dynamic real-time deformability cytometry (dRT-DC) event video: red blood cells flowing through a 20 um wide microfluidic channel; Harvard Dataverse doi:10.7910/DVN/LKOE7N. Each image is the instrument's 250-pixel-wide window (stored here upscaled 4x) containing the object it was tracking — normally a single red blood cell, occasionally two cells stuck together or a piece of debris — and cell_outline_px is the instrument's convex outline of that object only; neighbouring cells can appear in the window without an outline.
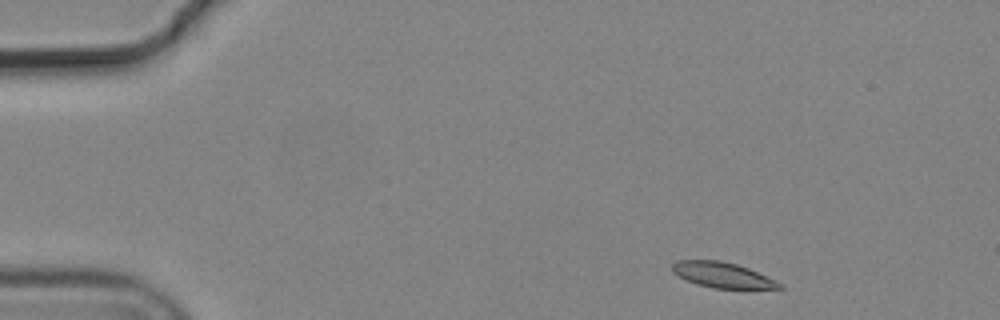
{"species": "common noctule bat (a hibernating species)", "species_latin": "Nyctalus noctula", "temperature_condition": "cold", "stored_images_in_passage": 4, "camera_frame_rate_fps": 3000, "um_per_image_px": 0.085, "animal": {"sex": "male", "body_mass_g": 19.2, "forearm_length_mm": 51.8}, "frame": {"image": 1, "passage_image": 1, "time_ms": 0.0, "image_size_px": [1000, 320], "cell_outline_px": [[784, 288], [712, 288], [696, 284], [672, 272], [672, 264], [676, 260], [720, 260], [736, 264], [748, 268], [780, 284]], "centroid_in_image_um": [61.32, 23.36], "position_along_channel_um": 23.7, "area_um2": 15.43}}